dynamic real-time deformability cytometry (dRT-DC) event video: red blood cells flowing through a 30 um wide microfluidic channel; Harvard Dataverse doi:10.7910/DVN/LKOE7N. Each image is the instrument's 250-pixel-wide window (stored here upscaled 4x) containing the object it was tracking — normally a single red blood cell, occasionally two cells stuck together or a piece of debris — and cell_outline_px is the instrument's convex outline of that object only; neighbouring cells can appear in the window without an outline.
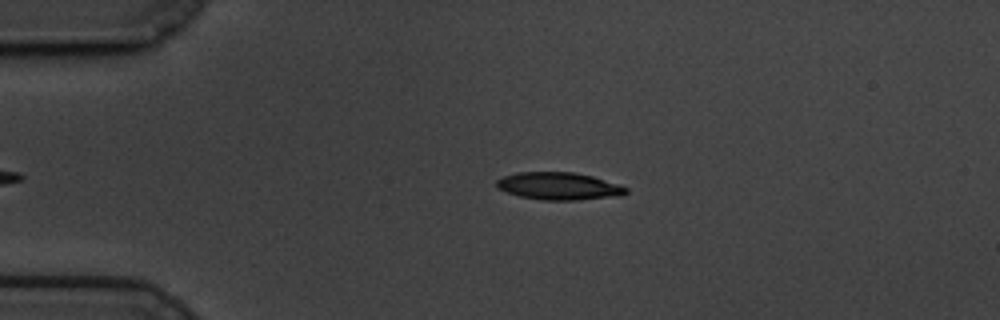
{"species": "common noctule bat (a hibernating species)", "species_latin": "Nyctalus noctula", "temperature_condition": "cold", "stored_images_in_passage": 44, "camera_frame_rate_fps": 3000, "um_per_image_px": 0.085, "animal": {"sex": "male", "body_mass_g": 19.5, "forearm_length_mm": 54.6}, "frame": {"image": 1, "passage_image": 5, "time_ms": 1.333, "image_size_px": [1000, 320], "cell_outline_px": [[628, 192], [620, 196], [576, 200], [544, 200], [520, 196], [496, 188], [496, 180], [504, 176], [516, 172], [572, 172], [592, 176], [620, 184], [628, 188]], "centroid_in_image_um": [47.52, 15.82], "position_along_channel_um": 37.5, "area_um2": 20.75}}
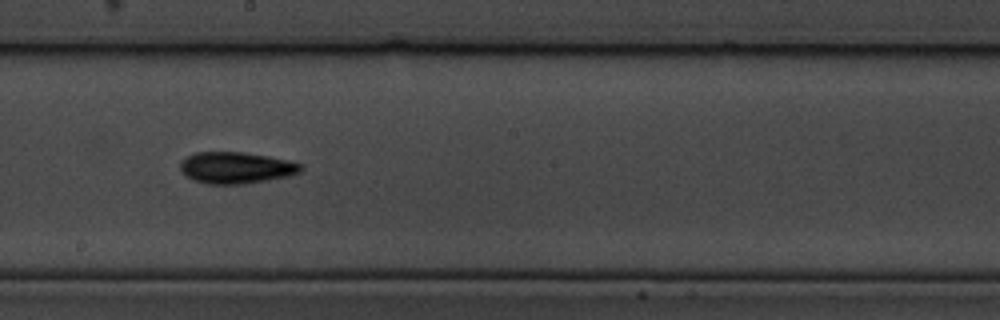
{"frame": {"image": 2, "passage_image": 25, "time_ms": 8.0, "image_size_px": [1000, 320], "cell_outline_px": [[304, 168], [300, 172], [288, 176], [268, 180], [244, 184], [208, 184], [192, 180], [184, 176], [180, 172], [180, 160], [196, 152], [240, 152], [268, 156], [288, 160], [304, 164]], "centroid_in_image_um": [20.05, 14.26], "position_along_channel_um": 228.2, "area_um2": 22.43}}
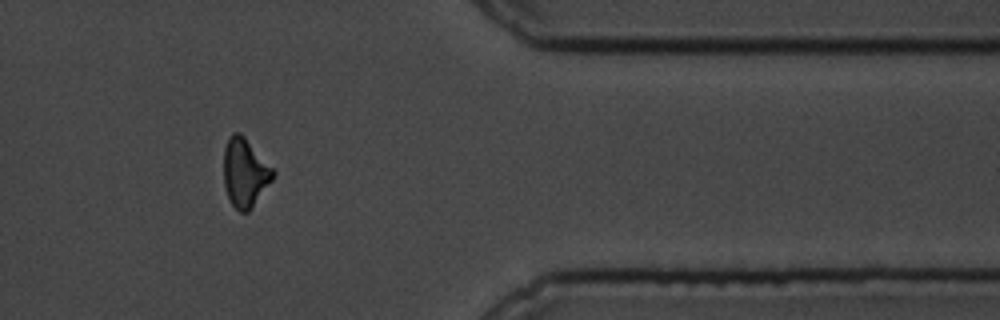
{"frame": {"image": 3, "passage_image": 41, "time_ms": 13.333, "image_size_px": [1000, 320], "cell_outline_px": [[276, 176], [248, 212], [240, 212], [232, 204], [228, 196], [224, 184], [224, 148], [228, 136], [232, 132], [240, 132], [244, 136], [276, 172]], "centroid_in_image_um": [20.82, 14.66], "position_along_channel_um": 390.6, "area_um2": 19.71}, "authors_computed_cell_mechanics": {"area_um2": 20.6346, "velocity_mm_per_s": 3.3959, "shape_relaxation_time_tau1_ms": 3.8922, "shape_relaxation_time_tau2_ms": null, "deformation_change_tau1": 0.1217, "deformation_change_tau2": null}}